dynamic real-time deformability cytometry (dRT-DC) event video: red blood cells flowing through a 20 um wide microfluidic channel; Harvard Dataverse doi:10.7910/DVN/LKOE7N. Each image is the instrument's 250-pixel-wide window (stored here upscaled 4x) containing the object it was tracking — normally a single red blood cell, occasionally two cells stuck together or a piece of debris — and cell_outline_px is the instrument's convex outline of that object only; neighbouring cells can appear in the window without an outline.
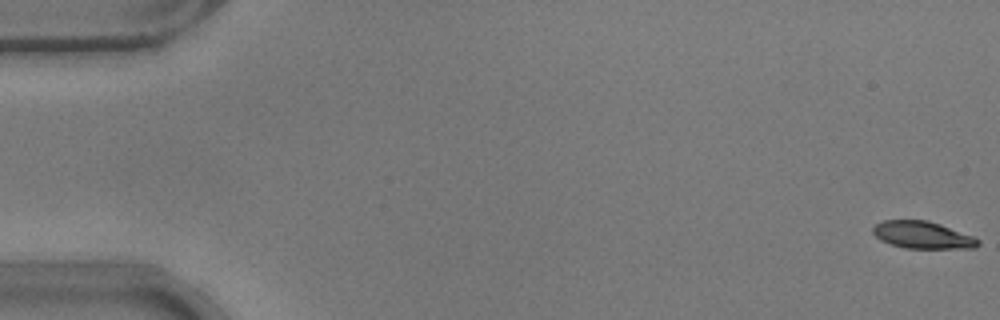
{"species": "common noctule bat (a hibernating species)", "species_latin": "Nyctalus noctula", "temperature_condition": "warm", "stored_images_in_passage": 55, "camera_frame_rate_fps": 3000, "um_per_image_px": 0.085, "animal": {"sex": "male", "body_mass_g": 17.9}, "frame": {"image": 1, "passage_image": 1, "time_ms": 0.0, "image_size_px": [1000, 320], "cell_outline_px": [[980, 244], [976, 248], [904, 248], [880, 240], [872, 232], [872, 228], [876, 224], [884, 220], [928, 220], [976, 236], [980, 240]], "centroid_in_image_um": [78.46, 19.97], "position_along_channel_um": 6.5, "area_um2": 16.82}}
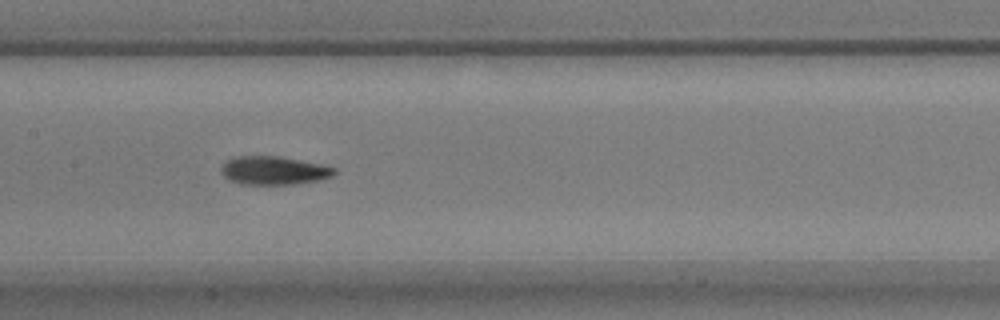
{"frame": {"image": 2, "passage_image": 27, "time_ms": 8.667, "image_size_px": [1000, 320], "cell_outline_px": [[336, 172], [332, 176], [320, 180], [296, 184], [240, 184], [228, 180], [220, 172], [220, 168], [232, 156], [280, 156], [324, 164], [336, 168]], "centroid_in_image_um": [23.28, 14.49], "position_along_channel_um": 184.1, "area_um2": 19.02}}
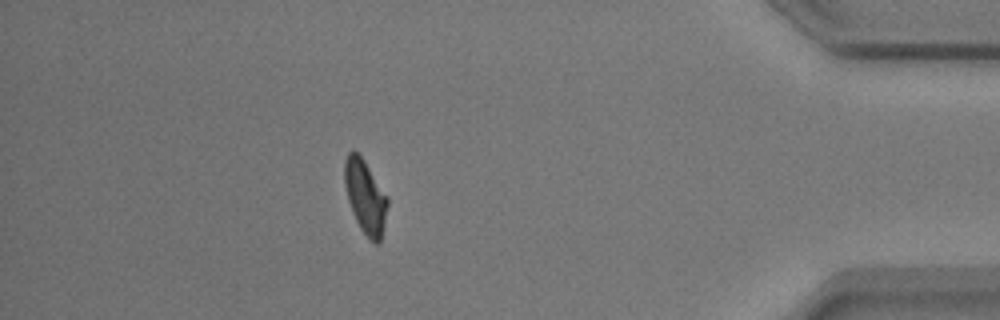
{"frame": {"image": 3, "passage_image": 48, "time_ms": 15.667, "image_size_px": [1000, 320], "cell_outline_px": [[388, 204], [380, 240], [376, 244], [360, 228], [352, 212], [348, 200], [344, 184], [344, 160], [348, 152], [352, 148], [364, 160], [388, 196]], "centroid_in_image_um": [31.03, 16.65], "position_along_channel_um": 404.2, "area_um2": 18.26}, "authors_computed_cell_mechanics": {"area_um2": 18.1492, "velocity_mm_per_s": 3.7732, "shape_relaxation_time_tau1_ms": 3.5596, "shape_relaxation_time_tau2_ms": 2.6524, "deformation_change_tau1": 0.155, "deformation_change_tau2": 0.0828}}